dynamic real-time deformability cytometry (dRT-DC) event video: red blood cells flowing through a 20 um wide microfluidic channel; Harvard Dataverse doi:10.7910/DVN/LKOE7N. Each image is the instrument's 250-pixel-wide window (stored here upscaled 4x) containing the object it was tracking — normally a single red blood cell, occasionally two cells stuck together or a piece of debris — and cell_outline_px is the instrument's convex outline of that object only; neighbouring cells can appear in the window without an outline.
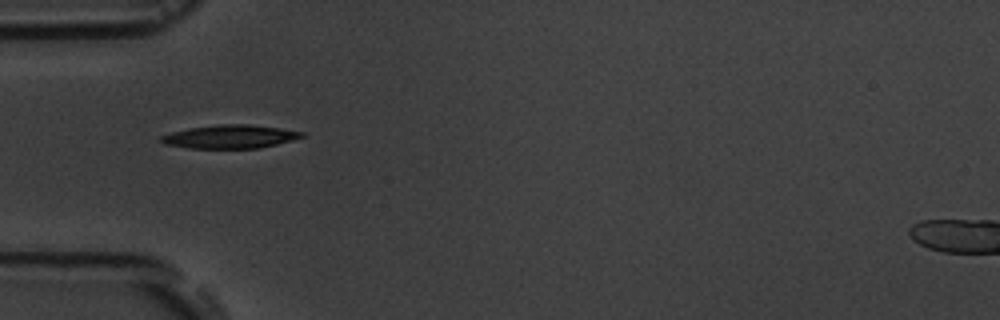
{"species": "common noctule bat (a hibernating species)", "species_latin": "Nyctalus noctula", "temperature_condition": "room temperature", "stored_images_in_passage": 5, "camera_frame_rate_fps": 3000, "um_per_image_px": 0.085, "animal": {"sex": "male", "body_mass_g": 19.5, "forearm_length_mm": 54.6}, "frame": {"image": 1, "passage_image": 4, "time_ms": 4.333, "image_size_px": [1000, 320], "cell_outline_px": [[304, 136], [292, 140], [276, 144], [256, 148], [188, 148], [164, 144], [160, 140], [160, 136], [172, 132], [188, 128], [220, 124], [248, 124], [280, 128], [304, 132]], "centroid_in_image_um": [19.53, 11.61], "position_along_channel_um": 65.5, "area_um2": 19.07}}
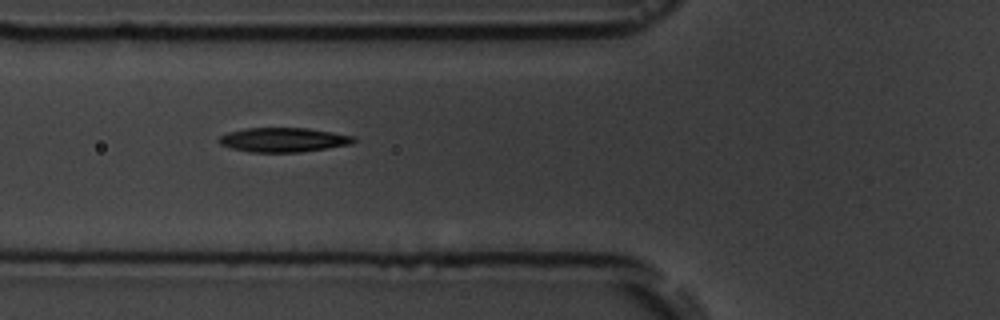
{"frame": {"image": 2, "passage_image": 5, "time_ms": 5.333, "image_size_px": [1000, 320], "cell_outline_px": [[356, 140], [352, 144], [300, 152], [248, 152], [232, 148], [220, 144], [216, 140], [220, 136], [228, 132], [244, 128], [308, 128], [356, 136]], "centroid_in_image_um": [24.08, 11.88], "position_along_channel_um": 101.7, "area_um2": 19.19}}